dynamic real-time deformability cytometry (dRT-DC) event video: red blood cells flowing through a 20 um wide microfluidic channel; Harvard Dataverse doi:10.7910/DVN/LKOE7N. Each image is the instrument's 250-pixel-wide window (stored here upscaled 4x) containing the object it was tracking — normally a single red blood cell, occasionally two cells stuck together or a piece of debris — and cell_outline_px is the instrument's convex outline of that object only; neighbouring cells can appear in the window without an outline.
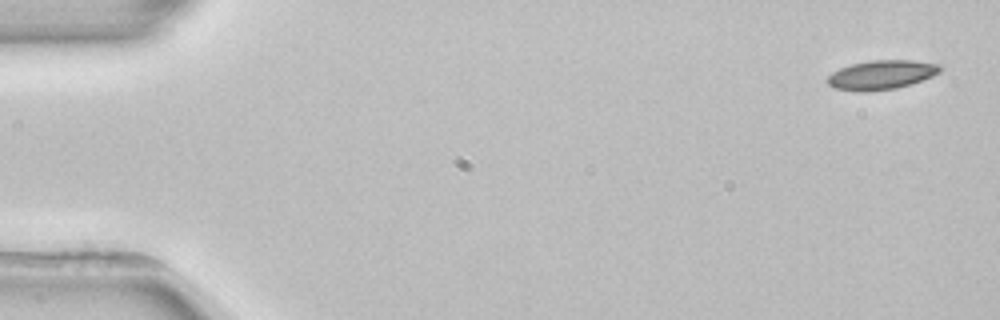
{"species": "common noctule bat (a hibernating species)", "species_latin": "Nyctalus noctula", "temperature_condition": "room temperature", "stored_images_in_passage": 5, "segment_of_instrument_passage": [1, 2], "camera_frame_rate_fps": 3000, "um_per_image_px": 0.085, "animal": {"sex": "female", "body_mass_g": 22.7, "forearm_length_mm": 54.2}, "frame": {"image": 1, "passage_image": 1, "time_ms": 0.0, "image_size_px": [1000, 320], "cell_outline_px": [[940, 72], [932, 76], [912, 84], [896, 88], [868, 92], [856, 92], [832, 88], [828, 84], [828, 76], [832, 72], [840, 68], [852, 64], [872, 60], [912, 60], [940, 64]], "centroid_in_image_um": [74.9, 6.37], "position_along_channel_um": 10.1, "area_um2": 19.31}}